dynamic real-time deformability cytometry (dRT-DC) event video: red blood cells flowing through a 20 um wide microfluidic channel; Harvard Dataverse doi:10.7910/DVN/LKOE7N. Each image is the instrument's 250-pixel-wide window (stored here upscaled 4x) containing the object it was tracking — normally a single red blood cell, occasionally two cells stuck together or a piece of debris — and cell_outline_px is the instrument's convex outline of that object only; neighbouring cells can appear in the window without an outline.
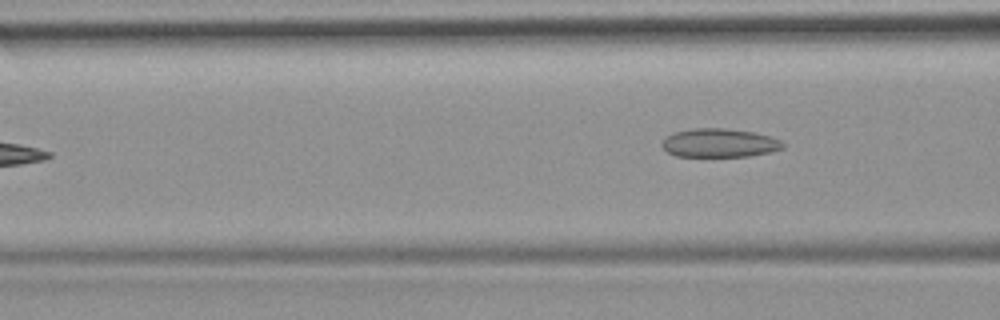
{"species": "common noctule bat (a hibernating species)", "species_latin": "Nyctalus noctula", "temperature_condition": "room temperature", "stored_images_in_passage": 7, "camera_frame_rate_fps": 3000, "um_per_image_px": 0.085, "animal": {"sex": "female", "body_mass_g": 19.9}, "frame": {"image": 1, "passage_image": 7, "time_ms": 7.0, "image_size_px": [1000, 320], "cell_outline_px": [[784, 148], [768, 152], [748, 156], [676, 156], [668, 152], [660, 144], [672, 132], [696, 128], [724, 128], [756, 132], [780, 140], [784, 144]], "centroid_in_image_um": [61.14, 12.14], "position_along_channel_um": 105.5, "area_um2": 20.06}}